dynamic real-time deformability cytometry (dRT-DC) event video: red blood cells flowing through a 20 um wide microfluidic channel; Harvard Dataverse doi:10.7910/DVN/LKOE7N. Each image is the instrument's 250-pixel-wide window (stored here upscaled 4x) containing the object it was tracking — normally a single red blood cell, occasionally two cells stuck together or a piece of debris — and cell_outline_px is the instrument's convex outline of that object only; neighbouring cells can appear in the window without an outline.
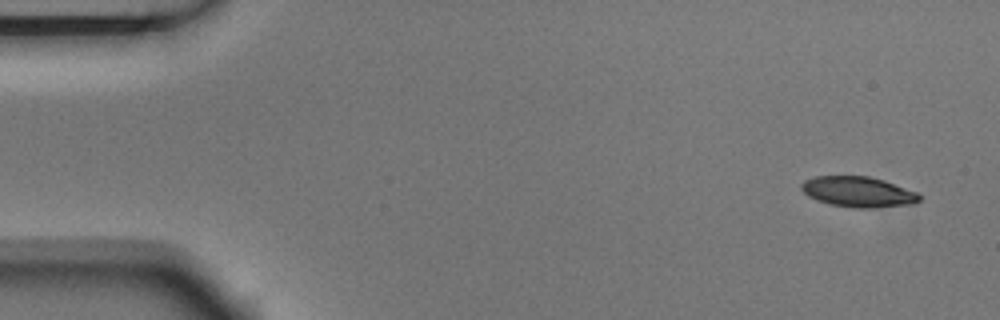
{"species": "Egyptian fruit bat (a non-hibernating species)", "species_latin": "Rousettus aegyptiacus", "temperature_condition": "room temperature", "stored_images_in_passage": 7, "camera_frame_rate_fps": 3000, "um_per_image_px": 0.085, "animal": {"sex": "male"}, "frame": {"image": 1, "passage_image": 1, "time_ms": 0.0, "image_size_px": [1000, 320], "cell_outline_px": [[920, 200], [916, 204], [868, 208], [856, 208], [832, 204], [816, 200], [808, 196], [800, 188], [800, 184], [804, 180], [816, 176], [868, 176], [884, 180], [920, 192]], "centroid_in_image_um": [72.98, 16.3], "position_along_channel_um": 12.0, "area_um2": 21.15}}
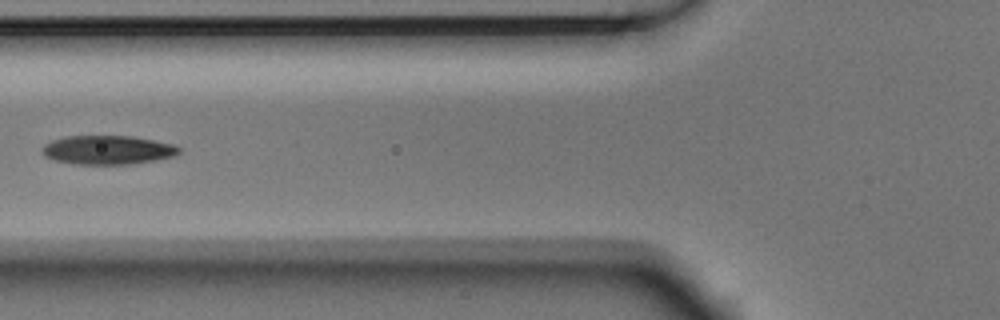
{"frame": {"image": 2, "passage_image": 6, "time_ms": 1.667, "image_size_px": [1000, 320], "cell_outline_px": [[180, 152], [176, 156], [156, 160], [128, 164], [76, 164], [56, 160], [44, 156], [40, 152], [40, 148], [44, 144], [52, 140], [64, 136], [132, 136], [172, 144], [180, 148]], "centroid_in_image_um": [9.12, 12.74], "position_along_channel_um": 116.7, "area_um2": 23.12}}
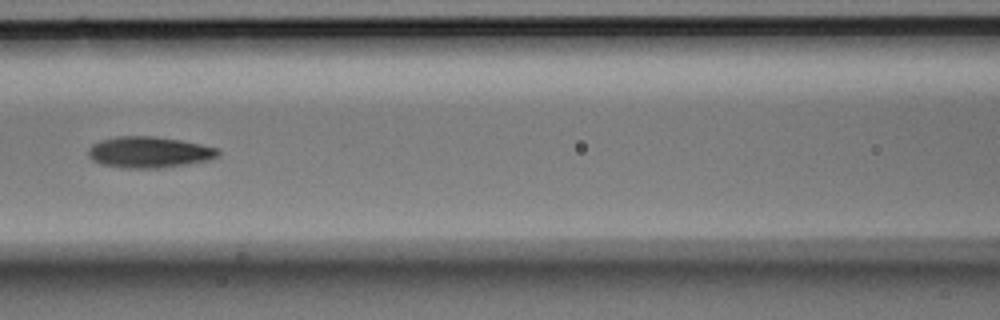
{"frame": {"image": 3, "passage_image": 7, "time_ms": 2.0, "image_size_px": [1000, 320], "cell_outline_px": [[220, 156], [208, 160], [188, 164], [164, 168], [120, 168], [100, 164], [92, 160], [88, 156], [88, 148], [92, 144], [100, 140], [116, 136], [156, 136], [180, 140], [200, 144], [216, 148], [220, 152]], "centroid_in_image_um": [12.64, 12.94], "position_along_channel_um": 154.0, "area_um2": 23.87}}